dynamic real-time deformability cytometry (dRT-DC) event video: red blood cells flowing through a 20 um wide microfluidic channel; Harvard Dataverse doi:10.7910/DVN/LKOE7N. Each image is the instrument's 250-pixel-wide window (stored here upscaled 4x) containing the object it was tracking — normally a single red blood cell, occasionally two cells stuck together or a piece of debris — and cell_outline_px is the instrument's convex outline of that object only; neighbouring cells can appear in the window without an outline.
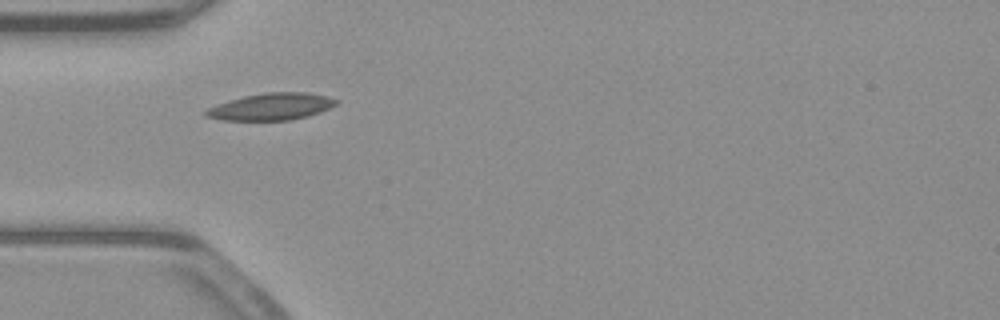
{"species": "common noctule bat (a hibernating species)", "species_latin": "Nyctalus noctula", "temperature_condition": "warm", "stored_images_in_passage": 30, "camera_frame_rate_fps": 3000, "um_per_image_px": 0.085, "animal": {"sex": "male", "body_mass_g": 23.1, "forearm_length_mm": 52.7}, "frame": {"image": 1, "passage_image": 1, "time_ms": 0.0, "image_size_px": [1000, 320], "cell_outline_px": [[340, 100], [336, 104], [320, 112], [308, 116], [292, 120], [220, 120], [204, 116], [200, 112], [216, 104], [228, 100], [244, 96], [264, 92], [308, 92], [328, 96]], "centroid_in_image_um": [23.02, 9.06], "position_along_channel_um": 62.0, "area_um2": 20.75}}
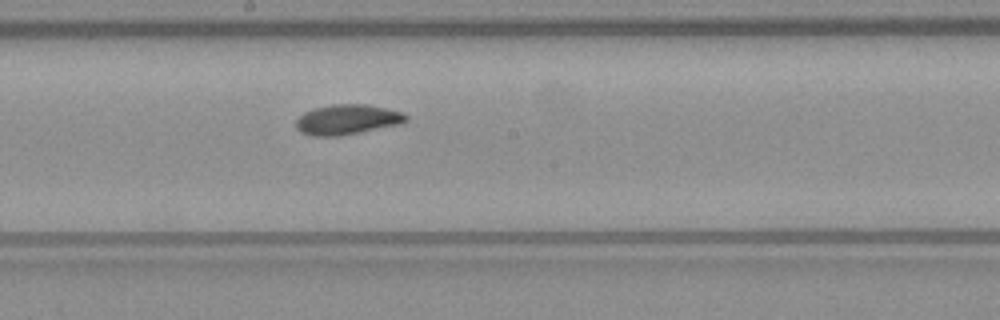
{"frame": {"image": 2, "passage_image": 13, "time_ms": 4.0, "image_size_px": [1000, 320], "cell_outline_px": [[408, 120], [396, 124], [340, 136], [312, 136], [300, 132], [296, 128], [296, 120], [304, 112], [316, 108], [332, 104], [368, 104], [404, 112], [408, 116]], "centroid_in_image_um": [29.49, 10.15], "position_along_channel_um": 218.7, "area_um2": 19.13}}
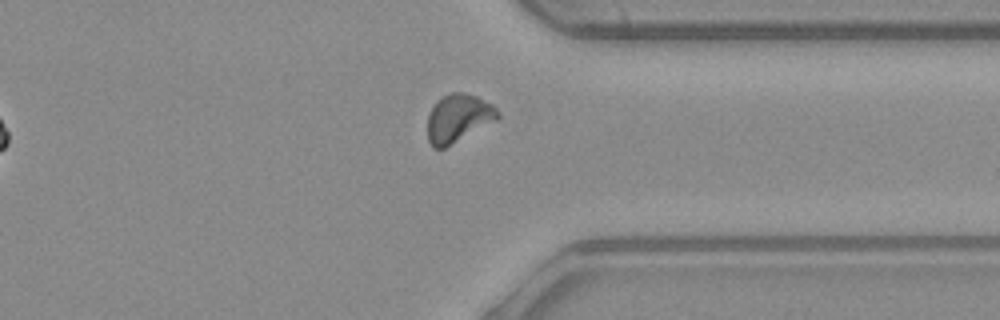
{"frame": {"image": 3, "passage_image": 25, "time_ms": 8.0, "image_size_px": [1000, 320], "cell_outline_px": [[500, 116], [444, 148], [432, 148], [428, 140], [428, 112], [436, 100], [440, 96], [452, 92], [464, 92], [476, 96], [492, 104], [500, 112]], "centroid_in_image_um": [38.89, 10.0], "position_along_channel_um": 372.5, "area_um2": 19.36}, "authors_computed_cell_mechanics": {"area_um2": 18.7272, "velocity_mm_per_s": 3.9267, "shape_relaxation_time_tau1_ms": 5.7225, "shape_relaxation_time_tau2_ms": 2.8007, "deformation_change_tau1": 0.158, "deformation_change_tau2": 0.0869}}